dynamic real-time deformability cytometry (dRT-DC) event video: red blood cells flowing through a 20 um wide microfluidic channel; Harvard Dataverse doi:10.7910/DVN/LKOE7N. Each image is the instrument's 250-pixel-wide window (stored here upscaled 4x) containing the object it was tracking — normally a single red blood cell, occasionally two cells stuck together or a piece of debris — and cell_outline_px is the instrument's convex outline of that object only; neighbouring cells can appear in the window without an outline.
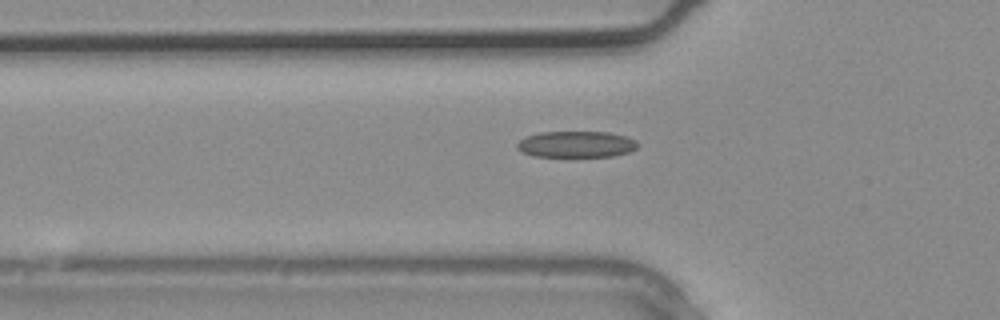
{"species": "common noctule bat (a hibernating species)", "species_latin": "Nyctalus noctula", "temperature_condition": "warm", "stored_images_in_passage": 2, "camera_frame_rate_fps": 3000, "um_per_image_px": 0.085, "animal": {"sex": "male", "body_mass_g": 20.4}, "frame": {"image": 1, "passage_image": 2, "time_ms": 0.333, "image_size_px": [1000, 320], "cell_outline_px": [[640, 144], [636, 148], [628, 152], [612, 156], [532, 156], [516, 148], [516, 144], [524, 136], [540, 132], [608, 132], [624, 136], [636, 140]], "centroid_in_image_um": [48.96, 12.25], "position_along_channel_um": 76.8, "area_um2": 18.44}}